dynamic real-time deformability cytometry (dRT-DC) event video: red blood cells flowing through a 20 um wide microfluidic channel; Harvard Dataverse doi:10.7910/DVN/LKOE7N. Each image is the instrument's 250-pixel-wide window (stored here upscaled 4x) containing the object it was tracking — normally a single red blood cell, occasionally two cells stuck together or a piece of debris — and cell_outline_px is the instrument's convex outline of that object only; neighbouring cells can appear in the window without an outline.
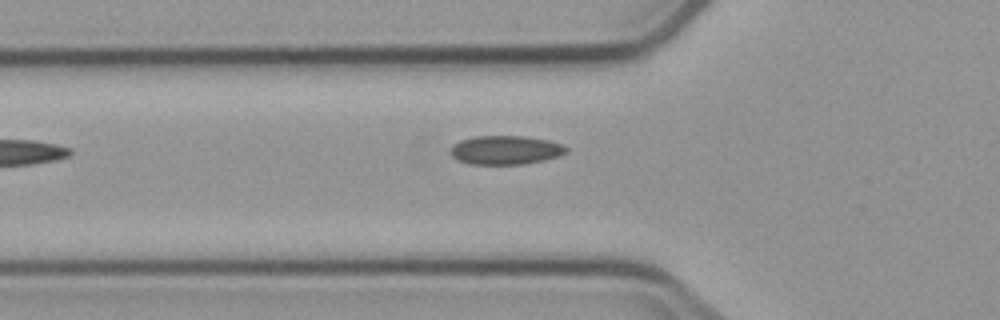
{"species": "common noctule bat (a hibernating species)", "species_latin": "Nyctalus noctula", "temperature_condition": "cold", "stored_images_in_passage": 3, "camera_frame_rate_fps": 3000, "um_per_image_px": 0.085, "animal": {"sex": "male", "body_mass_g": 23.1, "forearm_length_mm": 52.7}, "frame": {"image": 1, "passage_image": 3, "time_ms": 3.333, "image_size_px": [1000, 320], "cell_outline_px": [[568, 152], [544, 160], [520, 164], [468, 164], [452, 156], [452, 144], [460, 140], [472, 136], [524, 136], [548, 140], [564, 144], [568, 148]], "centroid_in_image_um": [42.98, 12.74], "position_along_channel_um": 82.8, "area_um2": 19.42}}